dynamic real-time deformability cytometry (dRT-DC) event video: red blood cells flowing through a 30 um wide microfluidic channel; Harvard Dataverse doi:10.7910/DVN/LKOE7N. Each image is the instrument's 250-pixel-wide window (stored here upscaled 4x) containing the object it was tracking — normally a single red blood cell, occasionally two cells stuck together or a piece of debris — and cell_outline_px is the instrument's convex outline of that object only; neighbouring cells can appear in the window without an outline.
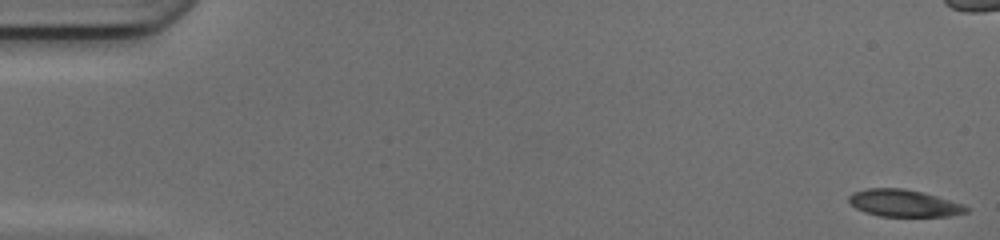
{"species": "common noctule bat (a hibernating species)", "species_latin": "Nyctalus noctula", "temperature_condition": "cold", "stored_images_in_passage": 50, "camera_frame_rate_fps": 3000, "um_per_image_px": 0.085, "animal": {"sex": "female", "body_mass_g": 17.0, "forearm_length_mm": 48.0}, "frame": {"image": 1, "passage_image": 1, "time_ms": 0.0, "image_size_px": [1000, 240], "cell_outline_px": [[968, 212], [948, 216], [880, 216], [864, 212], [856, 208], [848, 200], [848, 196], [852, 192], [868, 188], [904, 188], [924, 192], [960, 204], [968, 208]], "centroid_in_image_um": [76.77, 17.26], "position_along_channel_um": 8.2, "area_um2": 18.38}}
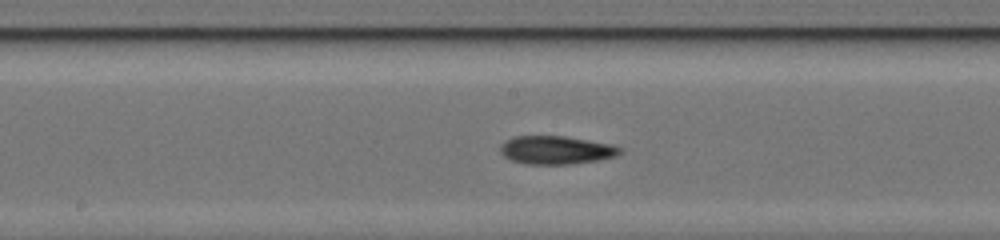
{"frame": {"image": 2, "passage_image": 26, "time_ms": 8.333, "image_size_px": [1000, 240], "cell_outline_px": [[624, 148], [616, 156], [600, 160], [572, 164], [524, 164], [512, 160], [504, 156], [500, 152], [500, 144], [504, 140], [512, 136], [564, 136], [612, 144]], "centroid_in_image_um": [47.26, 12.75], "position_along_channel_um": 200.9, "area_um2": 19.94}}
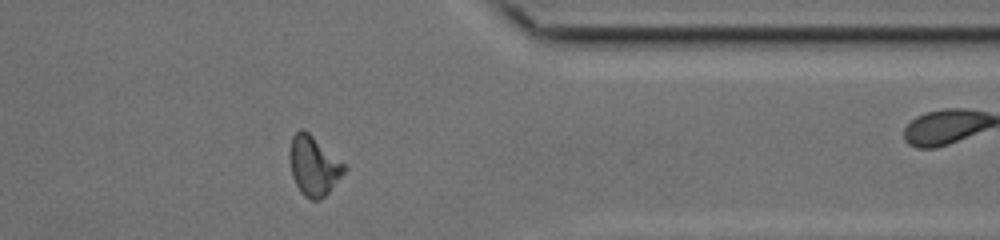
{"frame": {"image": 3, "passage_image": 40, "time_ms": 13.0, "image_size_px": [1000, 240], "cell_outline_px": [[348, 168], [328, 192], [320, 200], [312, 200], [304, 196], [300, 192], [292, 176], [288, 156], [288, 152], [292, 136], [300, 128], [304, 128], [344, 164]], "centroid_in_image_um": [26.62, 14.08], "position_along_channel_um": 384.8, "area_um2": 18.9}, "authors_computed_cell_mechanics": {"area_um2": 18.9295, "velocity_mm_per_s": 4.2061, "shape_relaxation_time_tau1_ms": null, "shape_relaxation_time_tau2_ms": 3.918, "deformation_change_tau1": null, "deformation_change_tau2": 0.1193}}